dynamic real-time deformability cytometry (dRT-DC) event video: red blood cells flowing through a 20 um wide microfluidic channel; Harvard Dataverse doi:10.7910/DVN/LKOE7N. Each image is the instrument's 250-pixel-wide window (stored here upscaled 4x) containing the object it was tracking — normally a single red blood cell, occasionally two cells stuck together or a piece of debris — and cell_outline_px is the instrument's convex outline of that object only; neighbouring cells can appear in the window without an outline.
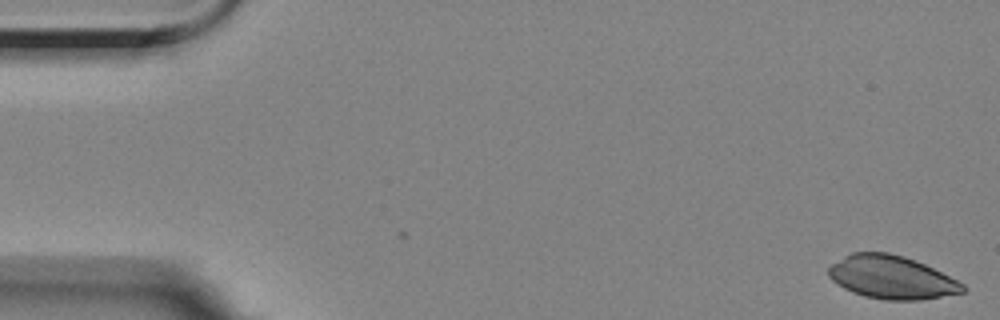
{"species": "Egyptian fruit bat (a non-hibernating species)", "species_latin": "Rousettus aegyptiacus", "temperature_condition": "room temperature", "stored_images_in_passage": 2, "camera_frame_rate_fps": 3000, "um_per_image_px": 0.085, "animal": {"sex": "female"}, "frame": {"image": 1, "passage_image": 2, "time_ms": 0.333, "image_size_px": [1000, 320], "cell_outline_px": [[968, 288], [964, 292], [920, 300], [884, 300], [864, 296], [852, 292], [844, 288], [832, 280], [828, 276], [828, 268], [832, 264], [852, 252], [888, 252], [904, 256], [924, 264], [964, 284]], "centroid_in_image_um": [75.77, 23.58], "position_along_channel_um": 9.2, "area_um2": 33.58}}